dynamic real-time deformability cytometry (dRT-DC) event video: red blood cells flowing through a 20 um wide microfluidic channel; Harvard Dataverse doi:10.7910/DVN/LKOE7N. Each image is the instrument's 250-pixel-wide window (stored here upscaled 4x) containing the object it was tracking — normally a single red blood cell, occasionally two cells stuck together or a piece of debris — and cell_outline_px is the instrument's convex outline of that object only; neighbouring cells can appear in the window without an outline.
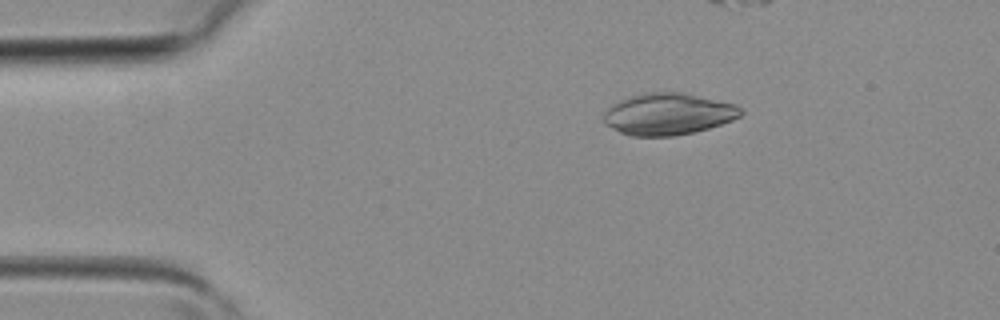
{"species": "common noctule bat (a hibernating species)", "species_latin": "Nyctalus noctula", "temperature_condition": "room temperature", "stored_images_in_passage": 3, "camera_frame_rate_fps": 3000, "um_per_image_px": 0.085, "animal": {"sex": "female", "body_mass_g": 19.3, "forearm_length_mm": 54.1}, "frame": {"image": 1, "passage_image": 1, "time_ms": 0.0, "image_size_px": [1000, 320], "cell_outline_px": [[744, 112], [740, 116], [732, 120], [708, 128], [692, 132], [672, 136], [632, 136], [620, 132], [604, 124], [604, 112], [612, 104], [620, 100], [632, 96], [652, 92], [684, 92], [736, 104]], "centroid_in_image_um": [56.8, 9.69], "position_along_channel_um": 28.2, "area_um2": 33.18}}